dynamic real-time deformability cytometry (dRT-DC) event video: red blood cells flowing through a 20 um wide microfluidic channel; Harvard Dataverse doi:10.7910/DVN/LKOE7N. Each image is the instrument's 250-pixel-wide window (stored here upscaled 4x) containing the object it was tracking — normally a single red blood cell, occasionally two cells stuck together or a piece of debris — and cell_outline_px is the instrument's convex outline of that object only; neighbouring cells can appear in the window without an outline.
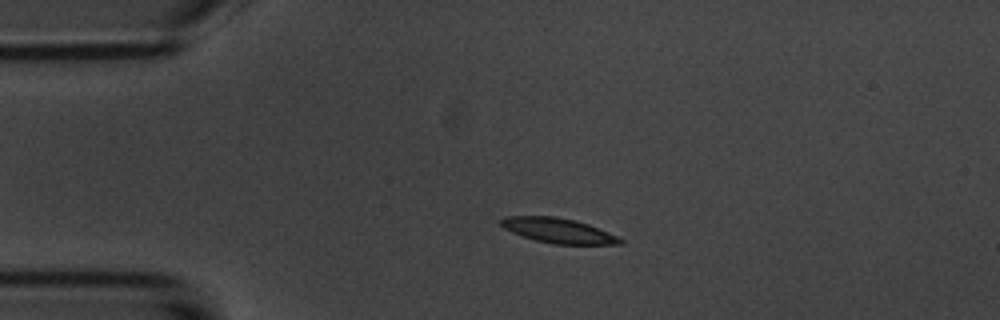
{"species": "common noctule bat (a hibernating species)", "species_latin": "Nyctalus noctula", "temperature_condition": "room temperature", "stored_images_in_passage": 6, "camera_frame_rate_fps": 3000, "um_per_image_px": 0.085, "animal": {"sex": "male", "body_mass_g": 20.1, "forearm_length_mm": 53.5}, "frame": {"image": 1, "passage_image": 4, "time_ms": 3.667, "image_size_px": [1000, 320], "cell_outline_px": [[624, 244], [552, 244], [536, 240], [512, 232], [504, 228], [500, 224], [500, 220], [504, 216], [552, 216], [572, 220], [588, 224], [620, 236], [624, 240]], "centroid_in_image_um": [47.49, 19.6], "position_along_channel_um": 37.5, "area_um2": 17.22}}
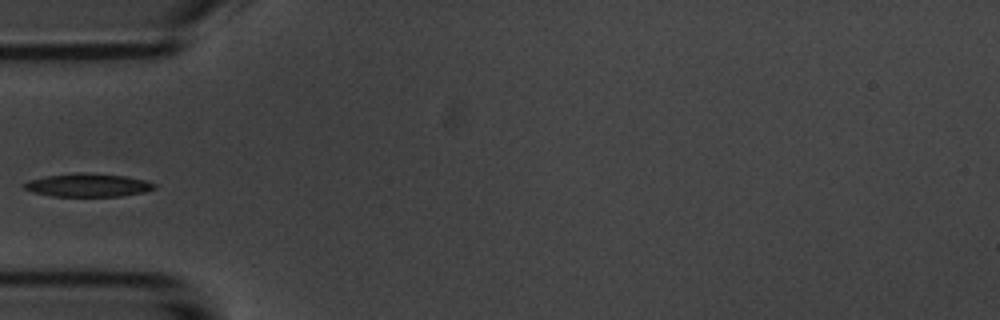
{"frame": {"image": 2, "passage_image": 5, "time_ms": 5.667, "image_size_px": [1000, 320], "cell_outline_px": [[156, 188], [144, 192], [124, 196], [52, 196], [32, 192], [24, 188], [24, 184], [28, 180], [48, 176], [80, 172], [124, 176], [148, 180], [156, 184]], "centroid_in_image_um": [7.52, 15.74], "position_along_channel_um": 77.5, "area_um2": 17.57}}